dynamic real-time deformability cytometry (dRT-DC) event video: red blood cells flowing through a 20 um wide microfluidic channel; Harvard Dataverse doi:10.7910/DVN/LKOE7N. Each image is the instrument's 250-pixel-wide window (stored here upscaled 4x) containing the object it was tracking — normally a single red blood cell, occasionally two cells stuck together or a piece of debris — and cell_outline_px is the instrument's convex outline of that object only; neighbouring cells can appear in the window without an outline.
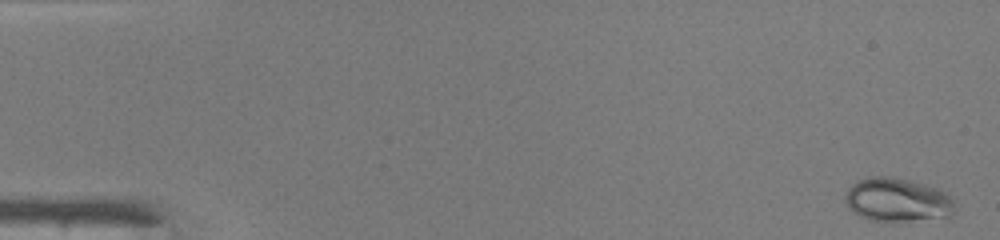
{"species": "common noctule bat (a hibernating species)", "species_latin": "Nyctalus noctula", "temperature_condition": "warm", "stored_images_in_passage": 50, "camera_frame_rate_fps": 3000, "um_per_image_px": 0.085, "animal": {"sex": "male", "body_mass_g": 19.0, "forearm_length_mm": 50.8}, "frame": {"image": 1, "passage_image": 2, "time_ms": 0.333, "image_size_px": [1000, 240], "cell_outline_px": [[952, 212], [948, 216], [908, 220], [872, 220], [860, 216], [852, 212], [848, 208], [844, 200], [844, 196], [848, 188], [852, 184], [860, 180], [872, 176], [888, 176], [908, 180], [924, 184], [936, 188], [944, 192], [952, 200]], "centroid_in_image_um": [76.18, 16.97], "position_along_channel_um": 8.8, "area_um2": 27.22}}
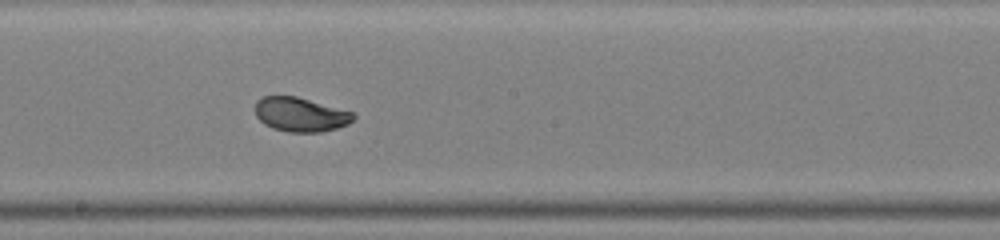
{"frame": {"image": 2, "passage_image": 28, "time_ms": 9.0, "image_size_px": [1000, 240], "cell_outline_px": [[356, 116], [348, 124], [336, 128], [320, 132], [288, 132], [272, 128], [264, 124], [256, 116], [256, 100], [264, 96], [296, 96], [352, 112]], "centroid_in_image_um": [25.52, 9.74], "position_along_channel_um": 222.7, "area_um2": 19.42}}
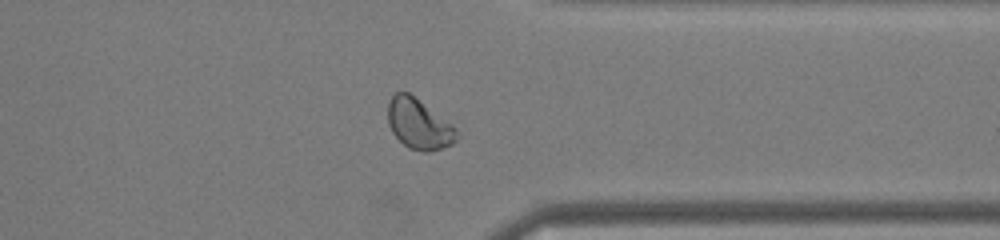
{"frame": {"image": 3, "passage_image": 39, "time_ms": 12.667, "image_size_px": [1000, 240], "cell_outline_px": [[460, 136], [452, 144], [444, 148], [428, 152], [424, 152], [408, 148], [392, 132], [388, 124], [388, 100], [396, 92], [408, 92], [452, 124], [460, 132]], "centroid_in_image_um": [35.62, 10.56], "position_along_channel_um": 375.8, "area_um2": 20.23}, "authors_computed_cell_mechanics": {"area_um2": 21.1259, "velocity_mm_per_s": 4.2269, "shape_relaxation_time_tau1_ms": 2.713, "shape_relaxation_time_tau2_ms": null, "deformation_change_tau1": 0.1161, "deformation_change_tau2": null}}